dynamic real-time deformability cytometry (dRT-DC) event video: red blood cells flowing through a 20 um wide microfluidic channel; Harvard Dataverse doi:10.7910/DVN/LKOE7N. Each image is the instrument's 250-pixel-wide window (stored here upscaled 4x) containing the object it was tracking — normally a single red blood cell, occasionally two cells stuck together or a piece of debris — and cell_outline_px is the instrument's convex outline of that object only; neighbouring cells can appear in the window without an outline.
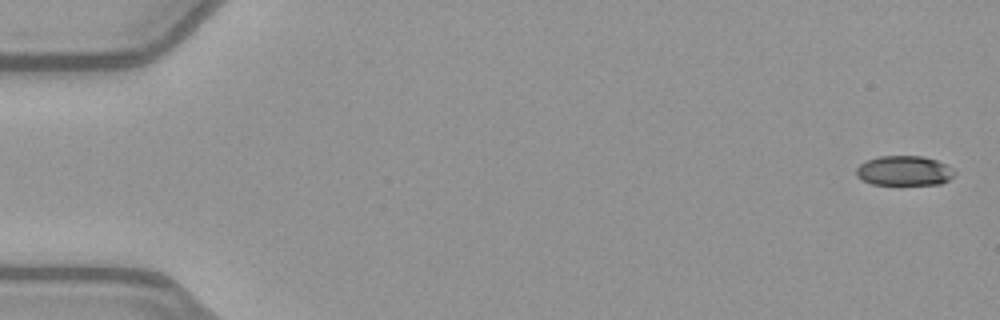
{"species": "common noctule bat (a hibernating species)", "species_latin": "Nyctalus noctula", "temperature_condition": "warm", "stored_images_in_passage": 51, "camera_frame_rate_fps": 3000, "um_per_image_px": 0.085, "animal": {"sex": "female", "body_mass_g": 21.9}, "frame": {"image": 1, "passage_image": 1, "time_ms": 0.0, "image_size_px": [1000, 320], "cell_outline_px": [[956, 176], [940, 184], [872, 184], [860, 180], [856, 176], [856, 168], [860, 164], [868, 160], [880, 156], [924, 156], [936, 160], [952, 168], [956, 172]], "centroid_in_image_um": [76.86, 14.52], "position_along_channel_um": 8.1, "area_um2": 17.11}}
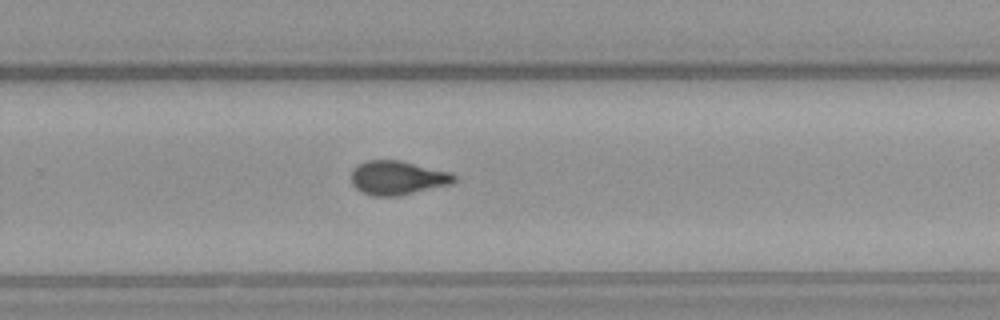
{"frame": {"image": 2, "passage_image": 34, "time_ms": 11.0, "image_size_px": [1000, 320], "cell_outline_px": [[456, 180], [452, 184], [396, 196], [372, 196], [360, 192], [352, 184], [352, 168], [356, 164], [364, 160], [400, 160], [452, 172], [456, 176]], "centroid_in_image_um": [33.77, 15.1], "position_along_channel_um": 296.0, "area_um2": 20.63}}
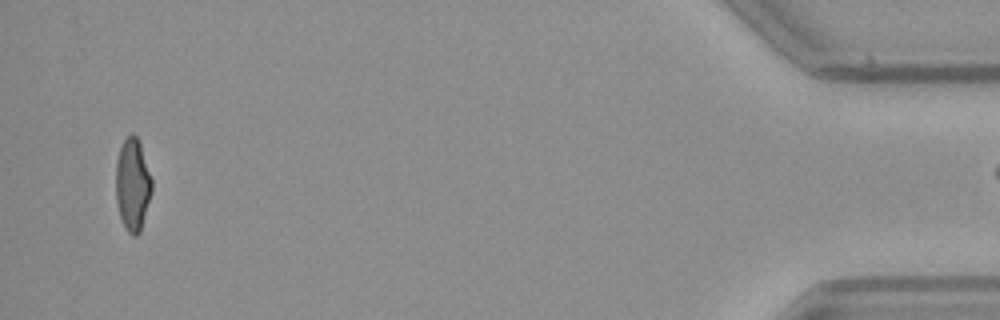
{"frame": {"image": 3, "passage_image": 50, "time_ms": 16.333, "image_size_px": [1000, 320], "cell_outline_px": [[152, 192], [140, 232], [136, 236], [132, 236], [128, 232], [120, 216], [116, 200], [116, 160], [120, 148], [124, 140], [132, 132], [136, 136], [140, 144], [152, 180]], "centroid_in_image_um": [11.27, 15.7], "position_along_channel_um": 423.9, "area_um2": 19.25}}